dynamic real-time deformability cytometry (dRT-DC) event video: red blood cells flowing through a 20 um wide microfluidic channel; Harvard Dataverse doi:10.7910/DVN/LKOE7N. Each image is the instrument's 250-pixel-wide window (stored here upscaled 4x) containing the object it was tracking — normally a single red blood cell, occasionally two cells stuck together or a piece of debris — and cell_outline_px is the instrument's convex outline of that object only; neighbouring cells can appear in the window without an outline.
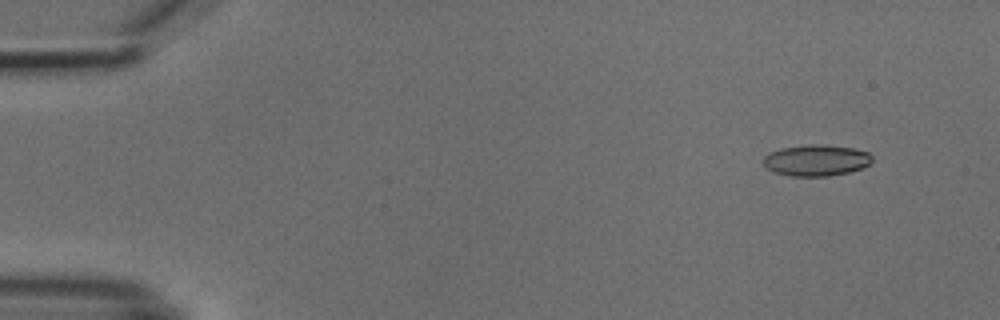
{"species": "common noctule bat (a hibernating species)", "species_latin": "Nyctalus noctula", "temperature_condition": "cold", "stored_images_in_passage": 6, "camera_frame_rate_fps": 3000, "um_per_image_px": 0.085, "animal": {"sex": "male", "body_mass_g": 18.8}, "frame": {"image": 1, "passage_image": 2, "time_ms": 1.333, "image_size_px": [1000, 320], "cell_outline_px": [[872, 160], [868, 164], [860, 168], [848, 172], [828, 176], [792, 176], [776, 172], [768, 168], [764, 164], [764, 156], [768, 152], [784, 148], [812, 144], [824, 144], [852, 148], [868, 152], [872, 156]], "centroid_in_image_um": [69.38, 13.62], "position_along_channel_um": 15.6, "area_um2": 19.54}}
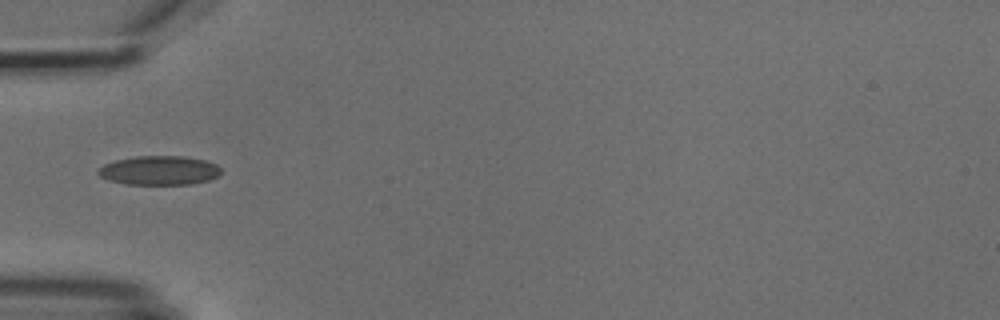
{"frame": {"image": 2, "passage_image": 5, "time_ms": 5.667, "image_size_px": [1000, 320], "cell_outline_px": [[220, 172], [216, 176], [208, 180], [192, 184], [128, 184], [108, 180], [100, 176], [96, 172], [104, 164], [116, 160], [136, 156], [184, 156], [204, 160], [216, 164], [220, 168]], "centroid_in_image_um": [13.52, 14.48], "position_along_channel_um": 71.5, "area_um2": 20.69}}
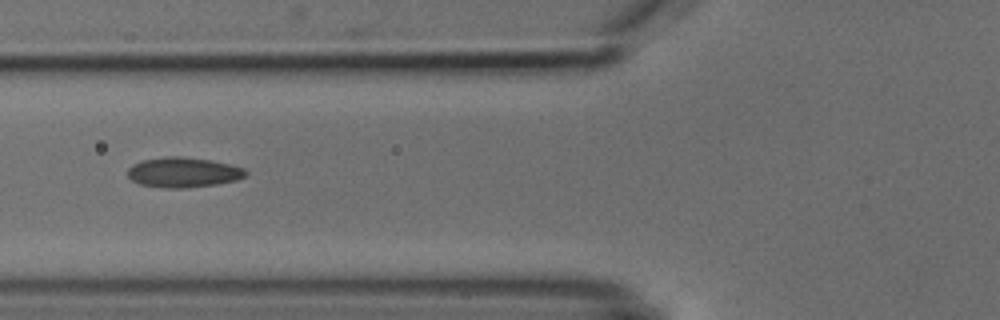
{"frame": {"image": 3, "passage_image": 6, "time_ms": 6.667, "image_size_px": [1000, 320], "cell_outline_px": [[248, 172], [244, 176], [236, 180], [216, 184], [188, 188], [164, 188], [140, 184], [132, 180], [128, 176], [128, 168], [132, 164], [144, 160], [164, 156], [180, 156], [212, 160], [244, 168]], "centroid_in_image_um": [15.57, 14.65], "position_along_channel_um": 110.2, "area_um2": 20.69}}